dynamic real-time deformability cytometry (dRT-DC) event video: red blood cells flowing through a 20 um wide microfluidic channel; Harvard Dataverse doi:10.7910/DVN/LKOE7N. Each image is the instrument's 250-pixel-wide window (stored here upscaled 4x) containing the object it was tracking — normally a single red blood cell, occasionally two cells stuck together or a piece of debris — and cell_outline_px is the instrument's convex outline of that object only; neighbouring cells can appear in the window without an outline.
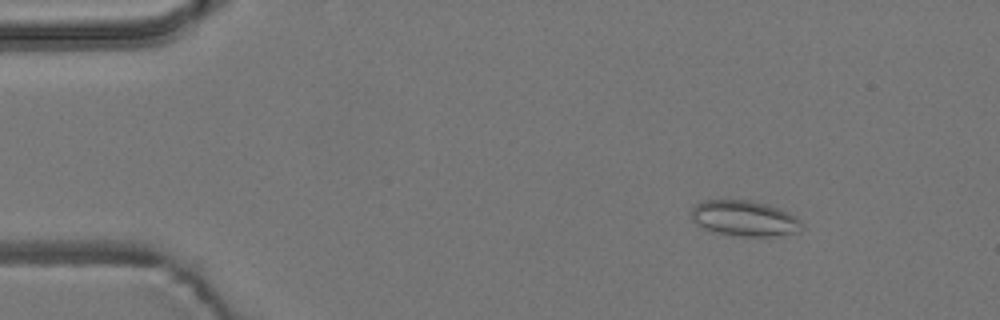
{"species": "common noctule bat (a hibernating species)", "species_latin": "Nyctalus noctula", "temperature_condition": "room temperature", "stored_images_in_passage": 7, "camera_frame_rate_fps": 3000, "um_per_image_px": 0.085, "animal": {"sex": "male", "body_mass_g": 19.2, "forearm_length_mm": 51.8}, "frame": {"image": 1, "passage_image": 3, "time_ms": 2.0, "image_size_px": [1000, 320], "cell_outline_px": [[800, 232], [776, 236], [740, 236], [712, 232], [696, 224], [692, 220], [692, 208], [696, 204], [704, 200], [752, 200], [768, 204], [796, 216], [800, 220]], "centroid_in_image_um": [63.26, 18.56], "position_along_channel_um": 21.7, "area_um2": 22.95}}